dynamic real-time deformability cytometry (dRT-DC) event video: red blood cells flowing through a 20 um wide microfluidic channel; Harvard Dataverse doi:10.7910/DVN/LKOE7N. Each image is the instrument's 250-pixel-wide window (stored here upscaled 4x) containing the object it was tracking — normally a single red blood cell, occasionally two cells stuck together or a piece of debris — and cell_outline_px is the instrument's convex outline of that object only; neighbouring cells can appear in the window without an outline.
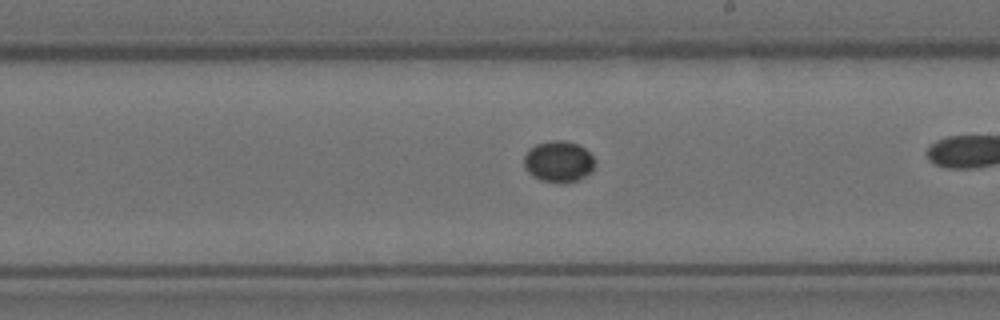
{"species": "Egyptian fruit bat (a non-hibernating species)", "species_latin": "Rousettus aegyptiacus", "temperature_condition": "room temperature", "stored_images_in_passage": 41, "camera_frame_rate_fps": 3000, "um_per_image_px": 0.085, "animal": {"sex": "female"}, "frame": {"image": 1, "passage_image": 30, "time_ms": 9.667, "image_size_px": [1000, 320], "cell_outline_px": [[596, 164], [592, 172], [576, 180], [540, 180], [532, 176], [524, 168], [524, 156], [528, 148], [536, 144], [552, 140], [564, 140], [576, 144], [584, 148], [596, 160]], "centroid_in_image_um": [47.46, 13.69], "position_along_channel_um": 241.5, "area_um2": 16.76}}